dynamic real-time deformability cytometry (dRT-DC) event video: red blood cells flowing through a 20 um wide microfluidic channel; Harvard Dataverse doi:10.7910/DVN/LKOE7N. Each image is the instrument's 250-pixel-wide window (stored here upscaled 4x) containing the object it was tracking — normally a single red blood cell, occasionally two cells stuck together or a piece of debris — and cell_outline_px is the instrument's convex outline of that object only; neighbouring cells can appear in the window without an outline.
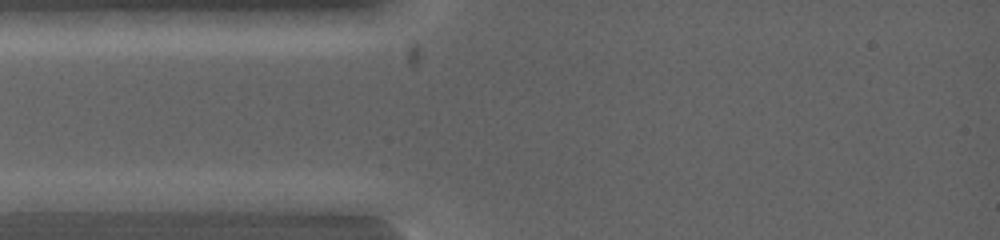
{"species": "common noctule bat (a hibernating species)", "species_latin": "Nyctalus noctula", "temperature_condition": "warm", "stored_images_in_passage": 3, "camera_frame_rate_fps": 5000, "um_per_image_px": 0.085, "animal": {"sex": "female", "body_mass_g": 19.0, "forearm_length_mm": 53.3}, "frame": {"image": 1, "passage_image": 2, "time_ms": 0.4, "image_size_px": [1000, 240], "cell_outline_px": [[132, 200], [100, 212], [16, 212], [16, 204], [20, 200], [40, 192], [96, 192]], "centroid_in_image_um": [5.85, 17.2], "position_along_channel_um": 79.2, "area_um2": 13.47}}